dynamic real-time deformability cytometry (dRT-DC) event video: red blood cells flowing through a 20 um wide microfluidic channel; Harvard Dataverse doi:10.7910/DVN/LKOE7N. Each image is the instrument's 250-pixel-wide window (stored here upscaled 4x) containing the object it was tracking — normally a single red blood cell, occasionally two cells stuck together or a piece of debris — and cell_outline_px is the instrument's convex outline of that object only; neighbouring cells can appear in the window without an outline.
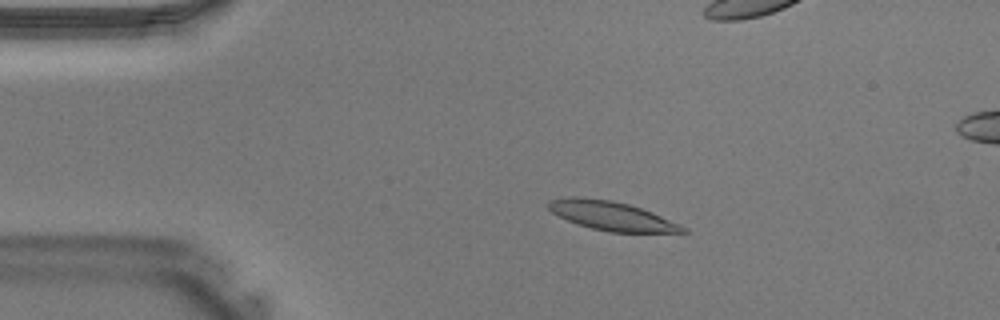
{"species": "Egyptian fruit bat (a non-hibernating species)", "species_latin": "Rousettus aegyptiacus", "temperature_condition": "warm", "stored_images_in_passage": 36, "camera_frame_rate_fps": 3000, "um_per_image_px": 0.085, "animal": {"sex": "male"}, "frame": {"image": 1, "passage_image": 2, "time_ms": 0.333, "image_size_px": [1000, 320], "cell_outline_px": [[688, 232], [612, 232], [592, 228], [568, 220], [552, 212], [544, 204], [548, 200], [572, 196], [612, 200], [628, 204], [652, 212], [680, 224], [688, 228]], "centroid_in_image_um": [51.97, 18.33], "position_along_channel_um": 33.0, "area_um2": 22.48}}
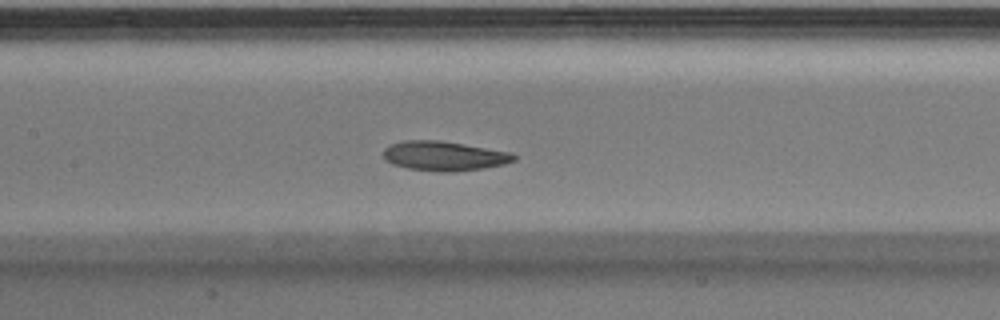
{"frame": {"image": 2, "passage_image": 13, "time_ms": 4.0, "image_size_px": [1000, 320], "cell_outline_px": [[516, 160], [504, 164], [484, 168], [452, 172], [436, 172], [408, 168], [392, 164], [384, 160], [384, 148], [392, 144], [404, 140], [440, 140], [512, 152], [516, 156]], "centroid_in_image_um": [37.76, 13.26], "position_along_channel_um": 169.6, "area_um2": 22.6}}
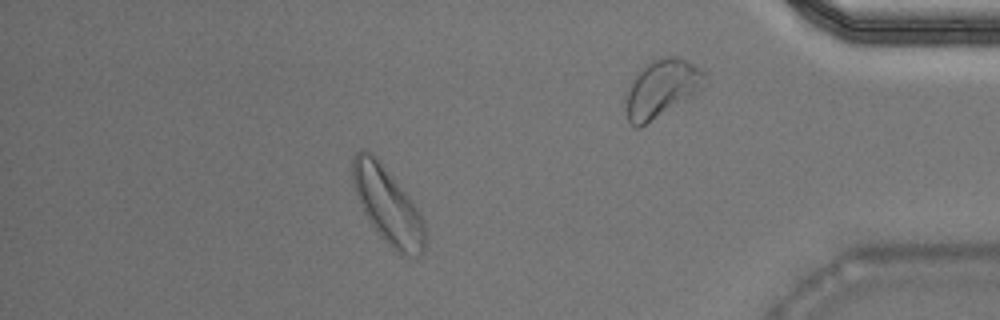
{"frame": {"image": 3, "passage_image": 30, "time_ms": 9.667, "image_size_px": [1000, 320], "cell_outline_px": [[424, 252], [420, 256], [404, 256], [396, 252], [380, 236], [368, 220], [356, 196], [352, 180], [352, 160], [356, 152], [360, 148], [364, 148], [380, 164], [408, 196], [416, 208], [424, 224]], "centroid_in_image_um": [32.92, 17.51], "position_along_channel_um": 402.3, "area_um2": 31.33}}